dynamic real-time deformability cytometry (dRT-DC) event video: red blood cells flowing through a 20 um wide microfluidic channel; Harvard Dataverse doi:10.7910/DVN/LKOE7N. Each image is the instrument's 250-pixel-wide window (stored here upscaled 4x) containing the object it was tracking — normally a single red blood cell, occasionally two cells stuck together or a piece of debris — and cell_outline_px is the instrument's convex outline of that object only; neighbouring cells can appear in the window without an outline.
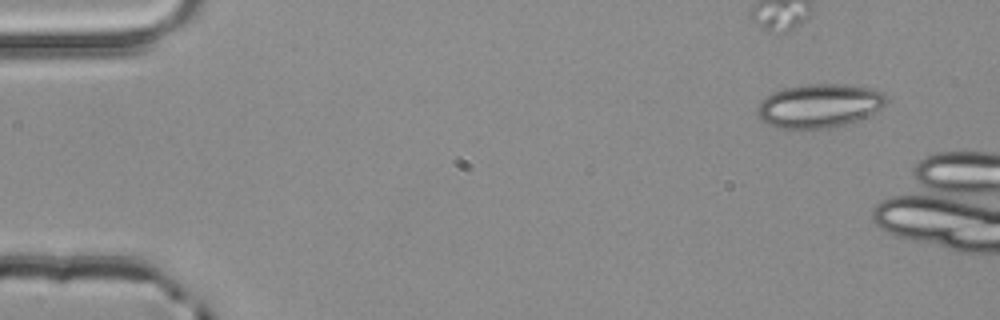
{"species": "common noctule bat (a hibernating species)", "species_latin": "Nyctalus noctula", "temperature_condition": "room temperature", "stored_images_in_passage": 2, "camera_frame_rate_fps": 3000, "um_per_image_px": 0.085, "animal": {"sex": "male", "body_mass_g": 20.4}, "frame": {"image": 1, "passage_image": 1, "time_ms": 0.0, "image_size_px": [1000, 320], "cell_outline_px": [[888, 100], [880, 108], [868, 116], [844, 124], [828, 128], [776, 128], [768, 124], [756, 112], [756, 108], [760, 100], [772, 92], [784, 88], [808, 84], [840, 84], [868, 88], [884, 92]], "centroid_in_image_um": [69.61, 8.98], "position_along_channel_um": 15.4, "area_um2": 32.66}}